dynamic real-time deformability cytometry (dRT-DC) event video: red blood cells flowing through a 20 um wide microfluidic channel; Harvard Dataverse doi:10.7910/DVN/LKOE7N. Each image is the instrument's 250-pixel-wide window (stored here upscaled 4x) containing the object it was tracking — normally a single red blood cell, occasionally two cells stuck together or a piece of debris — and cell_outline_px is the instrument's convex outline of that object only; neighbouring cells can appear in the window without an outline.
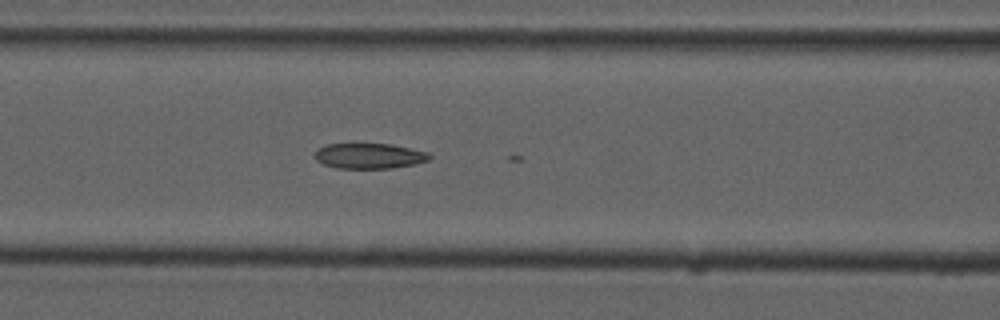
{"species": "common noctule bat (a hibernating species)", "species_latin": "Nyctalus noctula", "temperature_condition": "cold", "stored_images_in_passage": 27, "camera_frame_rate_fps": 3000, "um_per_image_px": 0.085, "animal": {"sex": "male", "forearm_length_mm": 52.5}, "frame": {"image": 1, "passage_image": 21, "time_ms": 6.667, "image_size_px": [1000, 320], "cell_outline_px": [[432, 156], [428, 160], [416, 164], [392, 168], [336, 168], [324, 164], [316, 160], [316, 152], [320, 148], [328, 144], [392, 144], [428, 152]], "centroid_in_image_um": [31.43, 13.26], "position_along_channel_um": 135.2, "area_um2": 16.82}}
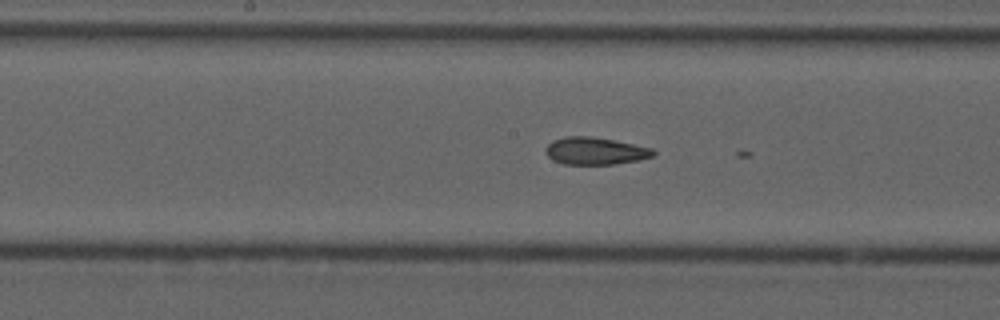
{"frame": {"image": 2, "passage_image": 26, "time_ms": 8.333, "image_size_px": [1000, 320], "cell_outline_px": [[656, 152], [652, 156], [640, 160], [612, 164], [564, 164], [552, 160], [544, 152], [544, 148], [552, 140], [564, 136], [592, 136], [652, 148]], "centroid_in_image_um": [50.54, 12.83], "position_along_channel_um": 197.7, "area_um2": 17.17}}